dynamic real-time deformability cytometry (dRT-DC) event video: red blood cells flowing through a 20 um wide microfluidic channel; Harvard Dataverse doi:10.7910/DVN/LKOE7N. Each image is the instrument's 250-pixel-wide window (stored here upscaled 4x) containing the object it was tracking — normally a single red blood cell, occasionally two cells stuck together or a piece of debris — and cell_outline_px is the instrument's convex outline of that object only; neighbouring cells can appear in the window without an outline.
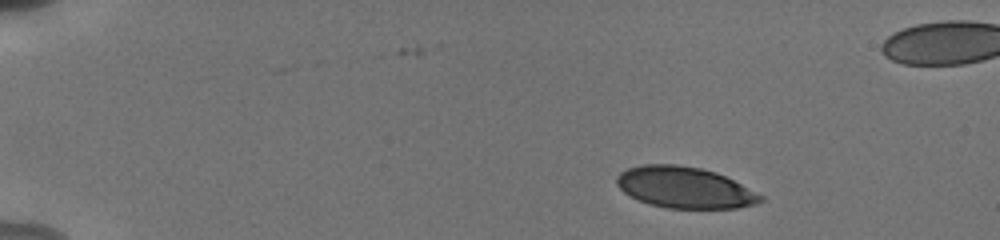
{"species": "human", "species_latin": "Homo sapiens", "temperature_condition": "cold", "stored_images_in_passage": 35, "camera_frame_rate_fps": 3000, "um_per_image_px": 0.085, "donor": {"sex": "male"}, "frame": {"image": 1, "passage_image": 1, "time_ms": 0.0, "image_size_px": [1000, 240], "cell_outline_px": [[764, 200], [756, 204], [736, 208], [668, 208], [648, 204], [624, 192], [616, 184], [616, 176], [620, 172], [628, 168], [644, 164], [676, 164], [700, 168], [716, 172], [764, 196]], "centroid_in_image_um": [58.18, 15.94], "position_along_channel_um": 26.8, "area_um2": 34.39}}
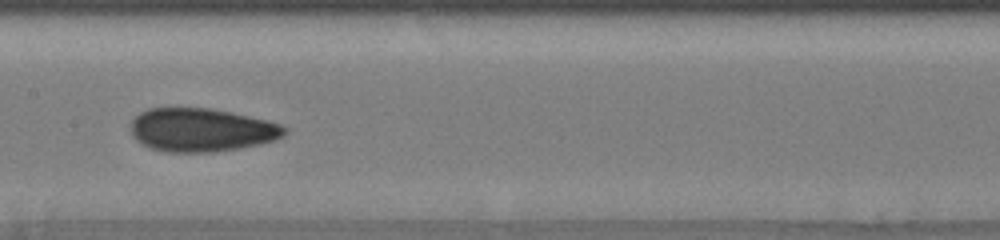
{"frame": {"image": 2, "passage_image": 18, "time_ms": 7.0, "image_size_px": [1000, 240], "cell_outline_px": [[288, 132], [284, 136], [276, 140], [260, 144], [240, 148], [216, 152], [164, 152], [140, 144], [132, 136], [128, 128], [132, 120], [140, 112], [148, 108], [212, 108], [232, 112], [268, 120], [280, 124], [288, 128]], "centroid_in_image_um": [17.12, 11.05], "position_along_channel_um": 190.3, "area_um2": 39.54}}
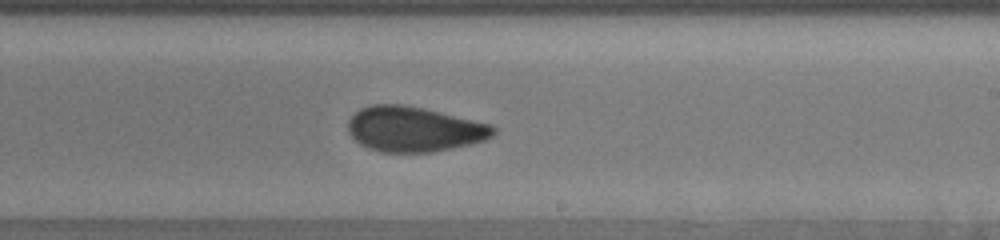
{"frame": {"image": 3, "passage_image": 21, "time_ms": 8.667, "image_size_px": [1000, 240], "cell_outline_px": [[496, 132], [492, 136], [484, 140], [452, 148], [432, 152], [380, 152], [368, 148], [360, 144], [348, 132], [348, 120], [360, 108], [372, 104], [400, 104], [424, 108], [492, 124], [496, 128]], "centroid_in_image_um": [35.19, 10.97], "position_along_channel_um": 253.8, "area_um2": 38.21}, "authors_computed_cell_mechanics": {"area_um2": 37.1076, "velocity_mm_per_s": 3.8343, "shape_relaxation_time_tau1_ms": 6.1402, "shape_relaxation_time_tau2_ms": 1.3196, "deformation_change_tau1": 0.1452, "deformation_change_tau2": 0.0536}}